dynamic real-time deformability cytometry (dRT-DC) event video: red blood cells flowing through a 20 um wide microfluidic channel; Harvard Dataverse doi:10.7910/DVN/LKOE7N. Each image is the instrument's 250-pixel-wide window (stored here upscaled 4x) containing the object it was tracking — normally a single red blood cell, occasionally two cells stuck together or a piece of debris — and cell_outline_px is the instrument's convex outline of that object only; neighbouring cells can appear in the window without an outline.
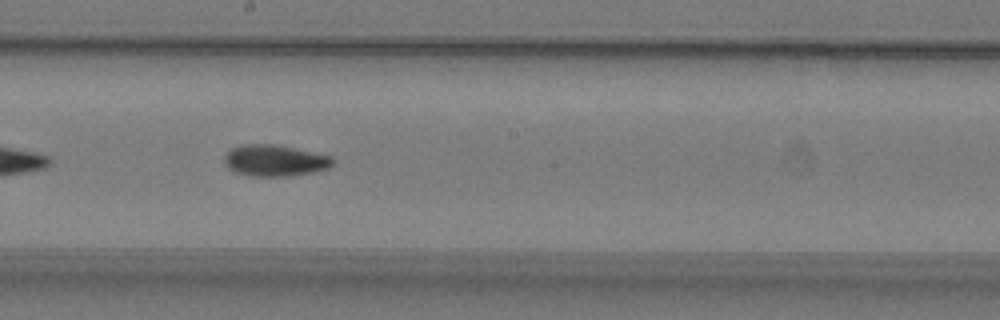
{"species": "common noctule bat (a hibernating species)", "species_latin": "Nyctalus noctula", "temperature_condition": "warm", "stored_images_in_passage": 36, "camera_frame_rate_fps": 3000, "um_per_image_px": 0.085, "animal": {"sex": "male", "body_mass_g": 19.2, "forearm_length_mm": 51.8}, "frame": {"image": 1, "passage_image": 16, "time_ms": 5.0, "image_size_px": [1000, 320], "cell_outline_px": [[332, 164], [328, 168], [312, 172], [292, 176], [252, 176], [236, 172], [228, 168], [224, 164], [224, 156], [232, 148], [240, 144], [272, 144], [332, 156]], "centroid_in_image_um": [23.31, 13.65], "position_along_channel_um": 224.9, "area_um2": 19.65}, "authors_computed_cell_mechanics": {"area_um2": 19.2763, "velocity_mm_per_s": 3.7793, "shape_relaxation_time_tau1_ms": null, "shape_relaxation_time_tau2_ms": 3.5205, "deformation_change_tau1": null, "deformation_change_tau2": 0.088}}